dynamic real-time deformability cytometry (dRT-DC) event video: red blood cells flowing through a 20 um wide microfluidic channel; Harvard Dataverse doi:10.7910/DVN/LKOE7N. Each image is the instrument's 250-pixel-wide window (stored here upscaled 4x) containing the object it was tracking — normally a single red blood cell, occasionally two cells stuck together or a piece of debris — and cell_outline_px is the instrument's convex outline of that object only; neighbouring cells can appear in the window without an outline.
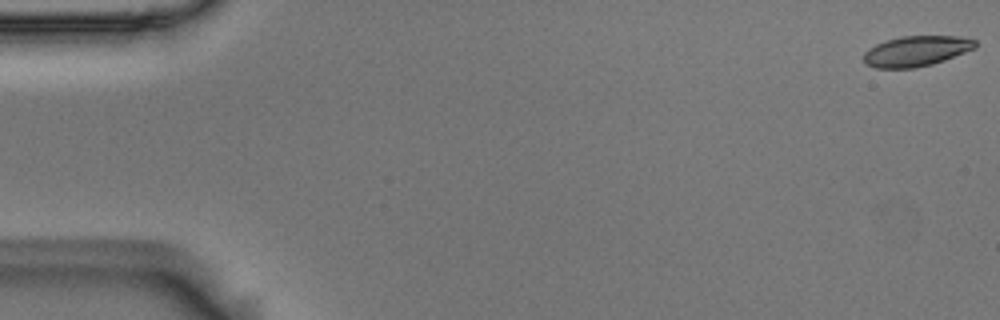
{"species": "Egyptian fruit bat (a non-hibernating species)", "species_latin": "Rousettus aegyptiacus", "temperature_condition": "room temperature", "stored_images_in_passage": 5, "camera_frame_rate_fps": 3000, "um_per_image_px": 0.085, "animal": {"sex": "male"}, "frame": {"image": 1, "passage_image": 1, "time_ms": 0.0, "image_size_px": [1000, 320], "cell_outline_px": [[976, 48], [944, 60], [932, 64], [916, 68], [876, 68], [864, 64], [864, 52], [868, 48], [876, 44], [888, 40], [904, 36], [960, 36], [976, 40]], "centroid_in_image_um": [77.88, 4.35], "position_along_channel_um": 7.1, "area_um2": 19.77}}
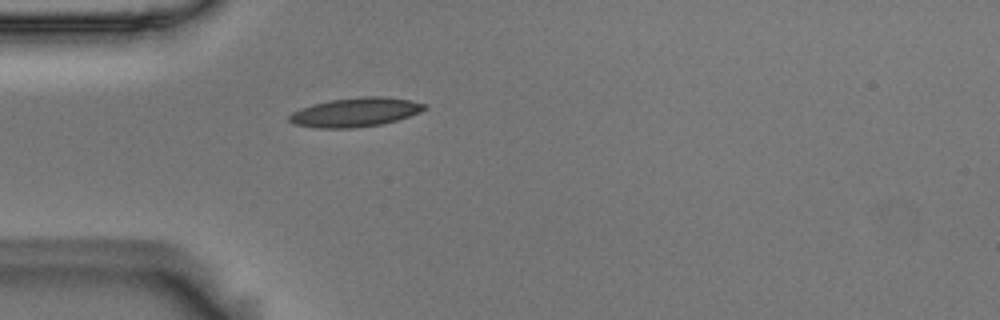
{"frame": {"image": 2, "passage_image": 5, "time_ms": 1.333, "image_size_px": [1000, 320], "cell_outline_px": [[428, 108], [420, 112], [396, 120], [380, 124], [352, 128], [316, 128], [296, 124], [288, 120], [288, 116], [292, 112], [300, 108], [312, 104], [332, 100], [360, 96], [384, 96], [408, 100], [428, 104]], "centroid_in_image_um": [30.2, 9.53], "position_along_channel_um": 54.8, "area_um2": 22.83}}